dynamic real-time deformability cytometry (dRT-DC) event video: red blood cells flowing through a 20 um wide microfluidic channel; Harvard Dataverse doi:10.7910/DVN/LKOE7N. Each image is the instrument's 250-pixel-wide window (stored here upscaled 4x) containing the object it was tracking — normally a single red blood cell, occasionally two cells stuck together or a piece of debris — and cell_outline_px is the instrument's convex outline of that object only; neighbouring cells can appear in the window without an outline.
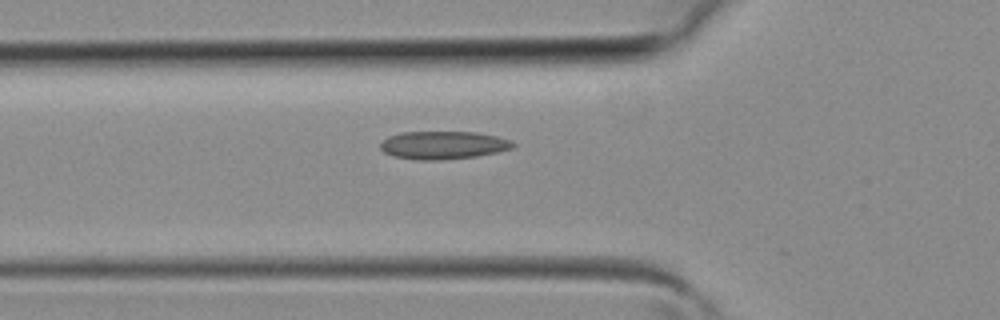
{"species": "common noctule bat (a hibernating species)", "species_latin": "Nyctalus noctula", "temperature_condition": "room temperature", "stored_images_in_passage": 31, "segment_of_instrument_passage": [1, 2], "camera_frame_rate_fps": 3000, "um_per_image_px": 0.085, "animal": {"sex": "female", "body_mass_g": 19.3, "forearm_length_mm": 54.1}, "frame": {"image": 1, "passage_image": 5, "time_ms": 1.333, "image_size_px": [1000, 320], "cell_outline_px": [[516, 144], [512, 148], [496, 152], [476, 156], [440, 160], [420, 160], [392, 156], [384, 152], [380, 148], [380, 144], [388, 136], [400, 132], [476, 132], [496, 136], [512, 140]], "centroid_in_image_um": [37.66, 12.33], "position_along_channel_um": 88.1, "area_um2": 21.62}}
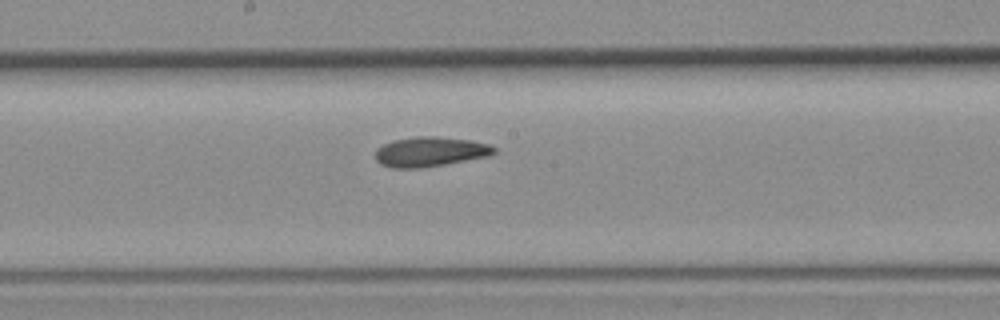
{"frame": {"image": 2, "passage_image": 12, "time_ms": 3.667, "image_size_px": [1000, 320], "cell_outline_px": [[496, 152], [488, 156], [444, 164], [420, 168], [392, 168], [380, 164], [376, 160], [376, 148], [392, 140], [416, 136], [436, 136], [472, 140], [488, 144], [496, 148]], "centroid_in_image_um": [36.54, 12.89], "position_along_channel_um": 211.7, "area_um2": 20.63}}
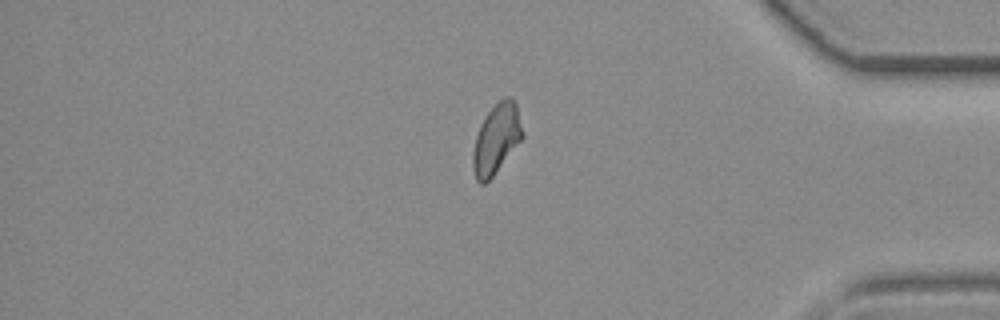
{"frame": {"image": 3, "passage_image": 24, "time_ms": 7.667, "image_size_px": [1000, 320], "cell_outline_px": [[524, 136], [492, 176], [484, 184], [480, 184], [476, 180], [472, 168], [472, 152], [476, 136], [480, 124], [488, 112], [504, 96], [512, 96], [516, 104]], "centroid_in_image_um": [42.17, 11.8], "position_along_channel_um": 393.0, "area_um2": 19.94}}